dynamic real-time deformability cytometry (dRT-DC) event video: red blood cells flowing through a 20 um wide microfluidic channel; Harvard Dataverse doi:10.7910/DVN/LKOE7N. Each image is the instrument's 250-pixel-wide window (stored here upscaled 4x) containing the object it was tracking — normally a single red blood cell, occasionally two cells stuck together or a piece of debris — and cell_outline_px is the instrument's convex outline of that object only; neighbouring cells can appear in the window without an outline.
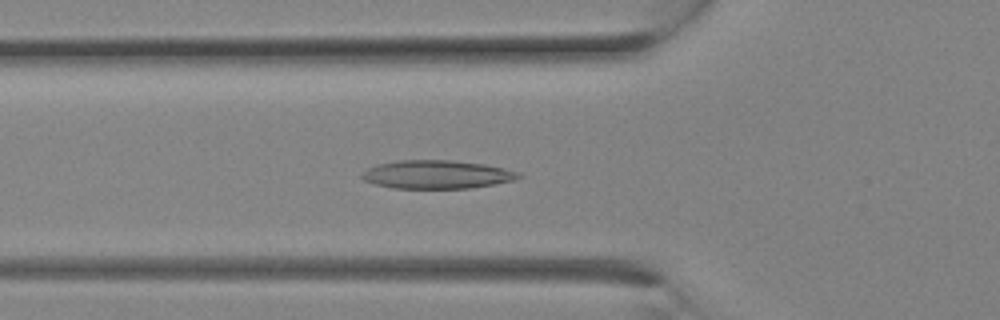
{"species": "Egyptian fruit bat (a non-hibernating species)", "species_latin": "Rousettus aegyptiacus", "temperature_condition": "room temperature", "stored_images_in_passage": 7, "camera_frame_rate_fps": 3000, "um_per_image_px": 0.085, "animal": {"sex": "female"}, "frame": {"image": 1, "passage_image": 5, "time_ms": 1.333, "image_size_px": [1000, 320], "cell_outline_px": [[524, 176], [512, 180], [496, 184], [468, 188], [392, 188], [376, 184], [364, 180], [360, 176], [368, 168], [376, 164], [396, 160], [452, 160], [484, 164], [520, 172]], "centroid_in_image_um": [37.13, 14.82], "position_along_channel_um": 88.7, "area_um2": 25.89}}
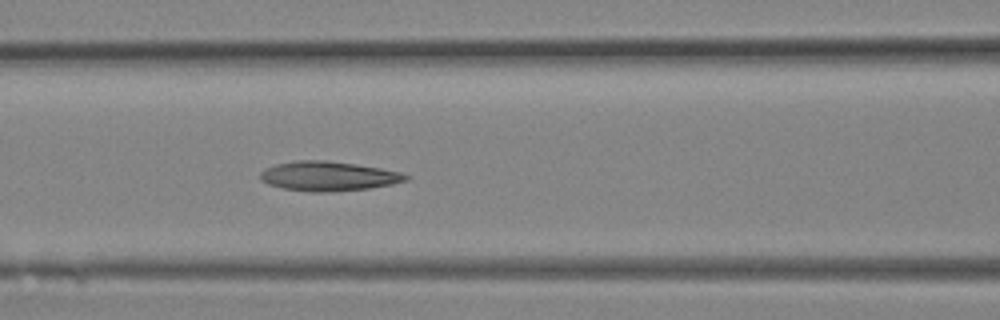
{"frame": {"image": 2, "passage_image": 7, "time_ms": 2.0, "image_size_px": [1000, 320], "cell_outline_px": [[412, 176], [408, 180], [392, 184], [368, 188], [332, 192], [312, 192], [284, 188], [268, 184], [260, 180], [260, 172], [264, 168], [276, 164], [296, 160], [324, 160], [356, 164], [380, 168], [400, 172]], "centroid_in_image_um": [27.91, 14.97], "position_along_channel_um": 138.7, "area_um2": 25.09}}